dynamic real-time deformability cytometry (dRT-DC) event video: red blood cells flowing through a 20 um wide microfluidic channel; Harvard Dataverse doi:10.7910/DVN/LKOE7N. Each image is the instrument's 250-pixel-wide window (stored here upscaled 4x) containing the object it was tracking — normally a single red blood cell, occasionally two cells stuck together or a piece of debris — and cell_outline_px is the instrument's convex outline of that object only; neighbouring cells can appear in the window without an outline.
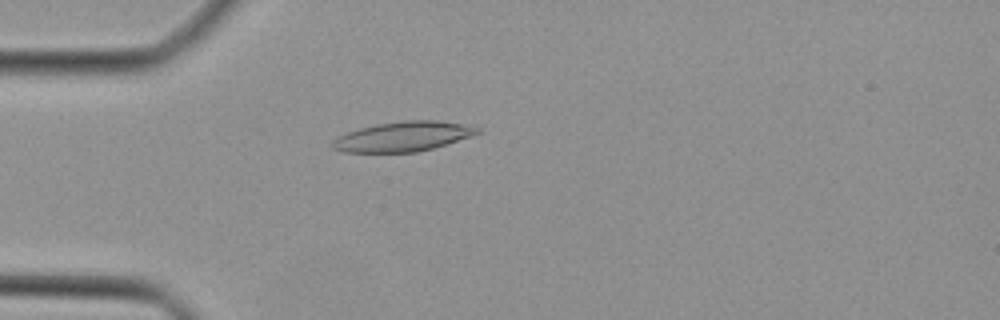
{"species": "Egyptian fruit bat (a non-hibernating species)", "species_latin": "Rousettus aegyptiacus", "temperature_condition": "cold", "stored_images_in_passage": 35, "camera_frame_rate_fps": 3000, "um_per_image_px": 0.085, "animal": {"sex": "female"}, "frame": {"image": 1, "passage_image": 2, "time_ms": 0.333, "image_size_px": [1000, 320], "cell_outline_px": [[480, 132], [432, 148], [416, 152], [344, 152], [332, 148], [332, 140], [336, 136], [360, 128], [376, 124], [404, 120], [436, 120], [460, 124], [480, 128]], "centroid_in_image_um": [34.17, 11.6], "position_along_channel_um": 50.8, "area_um2": 24.74}}
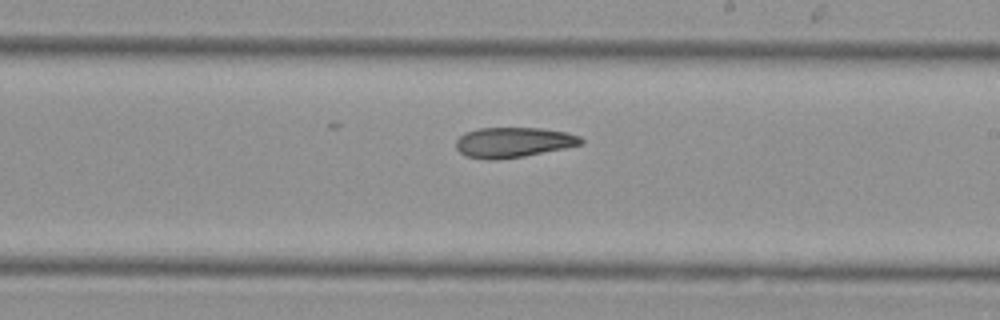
{"frame": {"image": 2, "passage_image": 16, "time_ms": 5.0, "image_size_px": [1000, 320], "cell_outline_px": [[584, 144], [524, 156], [496, 160], [484, 160], [464, 156], [456, 148], [456, 140], [464, 132], [480, 128], [540, 128], [564, 132], [580, 136], [584, 140]], "centroid_in_image_um": [43.6, 12.11], "position_along_channel_um": 245.4, "area_um2": 22.08}}
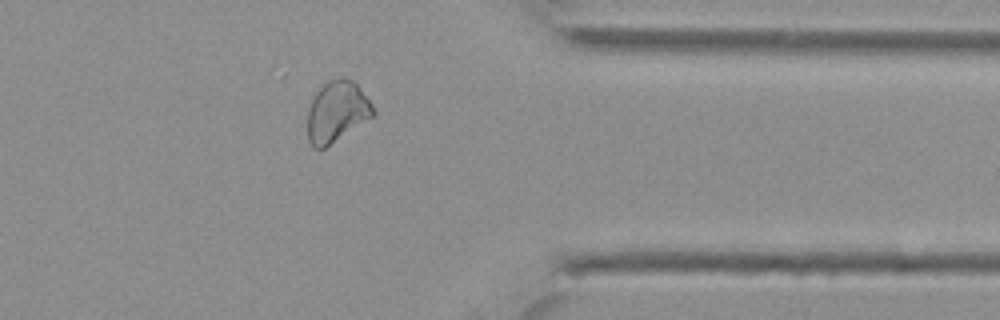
{"frame": {"image": 3, "passage_image": 26, "time_ms": 8.333, "image_size_px": [1000, 320], "cell_outline_px": [[376, 112], [372, 116], [324, 148], [312, 148], [308, 140], [308, 108], [320, 84], [328, 80], [340, 76], [344, 76], [352, 80], [360, 88], [372, 104]], "centroid_in_image_um": [28.61, 9.44], "position_along_channel_um": 382.8, "area_um2": 23.24}}